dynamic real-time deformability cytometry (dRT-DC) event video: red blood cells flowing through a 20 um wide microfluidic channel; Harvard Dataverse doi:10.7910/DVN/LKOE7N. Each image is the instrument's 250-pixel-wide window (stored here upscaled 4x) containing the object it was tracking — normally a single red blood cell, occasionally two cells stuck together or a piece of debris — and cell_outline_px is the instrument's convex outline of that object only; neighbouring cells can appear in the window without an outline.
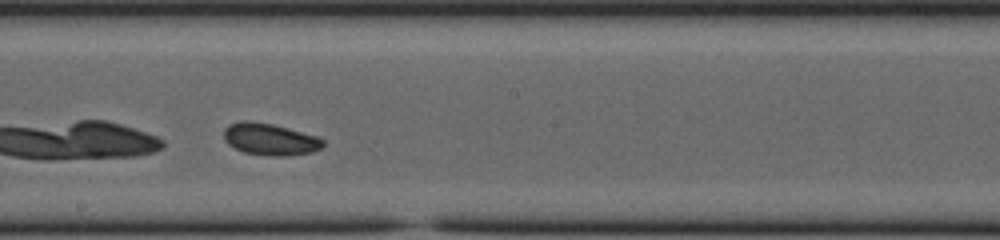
{"species": "common noctule bat (a hibernating species)", "species_latin": "Nyctalus noctula", "temperature_condition": "cold", "stored_images_in_passage": 29, "camera_frame_rate_fps": 3000, "um_per_image_px": 0.085, "animal": {"sex": "female", "body_mass_g": 23.0, "forearm_length_mm": 53.4}, "frame": {"image": 1, "passage_image": 17, "time_ms": 5.333, "image_size_px": [1000, 240], "cell_outline_px": [[324, 144], [320, 148], [312, 152], [284, 156], [276, 156], [244, 152], [228, 144], [224, 140], [224, 128], [228, 124], [240, 120], [248, 120], [272, 124], [316, 136], [324, 140]], "centroid_in_image_um": [22.91, 11.82], "position_along_channel_um": 225.3, "area_um2": 18.26}}
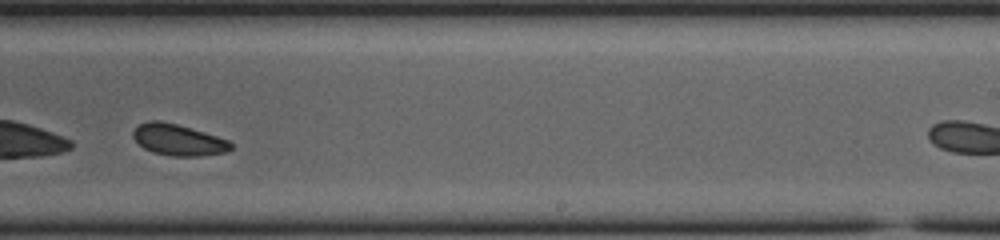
{"frame": {"image": 2, "passage_image": 21, "time_ms": 6.667, "image_size_px": [1000, 240], "cell_outline_px": [[232, 148], [228, 152], [200, 156], [172, 156], [152, 152], [144, 148], [132, 136], [132, 132], [140, 124], [148, 120], [160, 120], [176, 124], [204, 132], [228, 140], [232, 144]], "centroid_in_image_um": [15.16, 11.89], "position_along_channel_um": 273.8, "area_um2": 17.74}, "authors_computed_cell_mechanics": {"area_um2": 18.1492, "velocity_mm_per_s": 3.6528, "shape_relaxation_time_tau1_ms": 3.8032, "shape_relaxation_time_tau2_ms": null, "deformation_change_tau1": 0.0595, "deformation_change_tau2": null}}